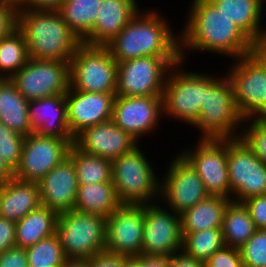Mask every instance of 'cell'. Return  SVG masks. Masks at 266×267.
<instances>
[{
	"label": "cell",
	"instance_id": "cell-40",
	"mask_svg": "<svg viewBox=\"0 0 266 267\" xmlns=\"http://www.w3.org/2000/svg\"><path fill=\"white\" fill-rule=\"evenodd\" d=\"M257 229L266 230V195L254 196L242 201Z\"/></svg>",
	"mask_w": 266,
	"mask_h": 267
},
{
	"label": "cell",
	"instance_id": "cell-25",
	"mask_svg": "<svg viewBox=\"0 0 266 267\" xmlns=\"http://www.w3.org/2000/svg\"><path fill=\"white\" fill-rule=\"evenodd\" d=\"M231 23L239 27L259 48L266 43L262 29V0H210ZM264 30V31H263Z\"/></svg>",
	"mask_w": 266,
	"mask_h": 267
},
{
	"label": "cell",
	"instance_id": "cell-48",
	"mask_svg": "<svg viewBox=\"0 0 266 267\" xmlns=\"http://www.w3.org/2000/svg\"><path fill=\"white\" fill-rule=\"evenodd\" d=\"M13 177V171L7 166L0 155V185Z\"/></svg>",
	"mask_w": 266,
	"mask_h": 267
},
{
	"label": "cell",
	"instance_id": "cell-10",
	"mask_svg": "<svg viewBox=\"0 0 266 267\" xmlns=\"http://www.w3.org/2000/svg\"><path fill=\"white\" fill-rule=\"evenodd\" d=\"M227 161L231 201L266 195V164L242 137L227 139Z\"/></svg>",
	"mask_w": 266,
	"mask_h": 267
},
{
	"label": "cell",
	"instance_id": "cell-52",
	"mask_svg": "<svg viewBox=\"0 0 266 267\" xmlns=\"http://www.w3.org/2000/svg\"><path fill=\"white\" fill-rule=\"evenodd\" d=\"M62 267H86L85 261H67Z\"/></svg>",
	"mask_w": 266,
	"mask_h": 267
},
{
	"label": "cell",
	"instance_id": "cell-18",
	"mask_svg": "<svg viewBox=\"0 0 266 267\" xmlns=\"http://www.w3.org/2000/svg\"><path fill=\"white\" fill-rule=\"evenodd\" d=\"M163 114L162 96H115L112 121L138 141L155 131Z\"/></svg>",
	"mask_w": 266,
	"mask_h": 267
},
{
	"label": "cell",
	"instance_id": "cell-13",
	"mask_svg": "<svg viewBox=\"0 0 266 267\" xmlns=\"http://www.w3.org/2000/svg\"><path fill=\"white\" fill-rule=\"evenodd\" d=\"M74 138H58L32 132L25 136L19 165L13 177L39 182L50 170L68 157Z\"/></svg>",
	"mask_w": 266,
	"mask_h": 267
},
{
	"label": "cell",
	"instance_id": "cell-2",
	"mask_svg": "<svg viewBox=\"0 0 266 267\" xmlns=\"http://www.w3.org/2000/svg\"><path fill=\"white\" fill-rule=\"evenodd\" d=\"M140 12L105 45L114 60L119 63L154 56L165 57L172 65L178 63L181 60L180 37L174 36L169 23L155 9Z\"/></svg>",
	"mask_w": 266,
	"mask_h": 267
},
{
	"label": "cell",
	"instance_id": "cell-49",
	"mask_svg": "<svg viewBox=\"0 0 266 267\" xmlns=\"http://www.w3.org/2000/svg\"><path fill=\"white\" fill-rule=\"evenodd\" d=\"M24 1L25 0H0V3L7 5L15 12H18L24 8Z\"/></svg>",
	"mask_w": 266,
	"mask_h": 267
},
{
	"label": "cell",
	"instance_id": "cell-9",
	"mask_svg": "<svg viewBox=\"0 0 266 267\" xmlns=\"http://www.w3.org/2000/svg\"><path fill=\"white\" fill-rule=\"evenodd\" d=\"M230 70L236 108L244 120L252 118L266 104V51L237 58Z\"/></svg>",
	"mask_w": 266,
	"mask_h": 267
},
{
	"label": "cell",
	"instance_id": "cell-20",
	"mask_svg": "<svg viewBox=\"0 0 266 267\" xmlns=\"http://www.w3.org/2000/svg\"><path fill=\"white\" fill-rule=\"evenodd\" d=\"M137 142L110 120L84 129L74 138L73 144L87 154L113 161L133 150Z\"/></svg>",
	"mask_w": 266,
	"mask_h": 267
},
{
	"label": "cell",
	"instance_id": "cell-28",
	"mask_svg": "<svg viewBox=\"0 0 266 267\" xmlns=\"http://www.w3.org/2000/svg\"><path fill=\"white\" fill-rule=\"evenodd\" d=\"M122 203L113 182L78 186L74 210L108 218Z\"/></svg>",
	"mask_w": 266,
	"mask_h": 267
},
{
	"label": "cell",
	"instance_id": "cell-29",
	"mask_svg": "<svg viewBox=\"0 0 266 267\" xmlns=\"http://www.w3.org/2000/svg\"><path fill=\"white\" fill-rule=\"evenodd\" d=\"M58 214L43 205L16 222V246L27 248L56 233Z\"/></svg>",
	"mask_w": 266,
	"mask_h": 267
},
{
	"label": "cell",
	"instance_id": "cell-8",
	"mask_svg": "<svg viewBox=\"0 0 266 267\" xmlns=\"http://www.w3.org/2000/svg\"><path fill=\"white\" fill-rule=\"evenodd\" d=\"M69 76L76 91L116 93L117 62L106 46L81 43L70 60Z\"/></svg>",
	"mask_w": 266,
	"mask_h": 267
},
{
	"label": "cell",
	"instance_id": "cell-16",
	"mask_svg": "<svg viewBox=\"0 0 266 267\" xmlns=\"http://www.w3.org/2000/svg\"><path fill=\"white\" fill-rule=\"evenodd\" d=\"M163 208L157 202L144 204V255L171 256L181 251L183 236L180 215Z\"/></svg>",
	"mask_w": 266,
	"mask_h": 267
},
{
	"label": "cell",
	"instance_id": "cell-15",
	"mask_svg": "<svg viewBox=\"0 0 266 267\" xmlns=\"http://www.w3.org/2000/svg\"><path fill=\"white\" fill-rule=\"evenodd\" d=\"M173 159L163 179L160 178V197L169 206L167 209L180 215L210 195L198 173L181 154Z\"/></svg>",
	"mask_w": 266,
	"mask_h": 267
},
{
	"label": "cell",
	"instance_id": "cell-41",
	"mask_svg": "<svg viewBox=\"0 0 266 267\" xmlns=\"http://www.w3.org/2000/svg\"><path fill=\"white\" fill-rule=\"evenodd\" d=\"M0 267H29L25 248L15 246L0 253Z\"/></svg>",
	"mask_w": 266,
	"mask_h": 267
},
{
	"label": "cell",
	"instance_id": "cell-4",
	"mask_svg": "<svg viewBox=\"0 0 266 267\" xmlns=\"http://www.w3.org/2000/svg\"><path fill=\"white\" fill-rule=\"evenodd\" d=\"M144 155L138 145L112 161V182L122 204H152L160 197L161 182Z\"/></svg>",
	"mask_w": 266,
	"mask_h": 267
},
{
	"label": "cell",
	"instance_id": "cell-43",
	"mask_svg": "<svg viewBox=\"0 0 266 267\" xmlns=\"http://www.w3.org/2000/svg\"><path fill=\"white\" fill-rule=\"evenodd\" d=\"M85 265L86 267H124V256L103 252L85 260Z\"/></svg>",
	"mask_w": 266,
	"mask_h": 267
},
{
	"label": "cell",
	"instance_id": "cell-31",
	"mask_svg": "<svg viewBox=\"0 0 266 267\" xmlns=\"http://www.w3.org/2000/svg\"><path fill=\"white\" fill-rule=\"evenodd\" d=\"M102 0H64L58 12L70 30L83 41L93 29Z\"/></svg>",
	"mask_w": 266,
	"mask_h": 267
},
{
	"label": "cell",
	"instance_id": "cell-53",
	"mask_svg": "<svg viewBox=\"0 0 266 267\" xmlns=\"http://www.w3.org/2000/svg\"><path fill=\"white\" fill-rule=\"evenodd\" d=\"M263 49L266 51V43H265V45L263 46Z\"/></svg>",
	"mask_w": 266,
	"mask_h": 267
},
{
	"label": "cell",
	"instance_id": "cell-11",
	"mask_svg": "<svg viewBox=\"0 0 266 267\" xmlns=\"http://www.w3.org/2000/svg\"><path fill=\"white\" fill-rule=\"evenodd\" d=\"M172 66L165 57L154 56L117 63L116 96H162Z\"/></svg>",
	"mask_w": 266,
	"mask_h": 267
},
{
	"label": "cell",
	"instance_id": "cell-12",
	"mask_svg": "<svg viewBox=\"0 0 266 267\" xmlns=\"http://www.w3.org/2000/svg\"><path fill=\"white\" fill-rule=\"evenodd\" d=\"M70 62L34 60L28 62L10 80L28 101L65 94L70 87Z\"/></svg>",
	"mask_w": 266,
	"mask_h": 267
},
{
	"label": "cell",
	"instance_id": "cell-26",
	"mask_svg": "<svg viewBox=\"0 0 266 267\" xmlns=\"http://www.w3.org/2000/svg\"><path fill=\"white\" fill-rule=\"evenodd\" d=\"M0 122L23 136L33 132L29 119V101L6 78H0Z\"/></svg>",
	"mask_w": 266,
	"mask_h": 267
},
{
	"label": "cell",
	"instance_id": "cell-17",
	"mask_svg": "<svg viewBox=\"0 0 266 267\" xmlns=\"http://www.w3.org/2000/svg\"><path fill=\"white\" fill-rule=\"evenodd\" d=\"M144 204H121L108 218L105 252L136 257L142 254Z\"/></svg>",
	"mask_w": 266,
	"mask_h": 267
},
{
	"label": "cell",
	"instance_id": "cell-3",
	"mask_svg": "<svg viewBox=\"0 0 266 267\" xmlns=\"http://www.w3.org/2000/svg\"><path fill=\"white\" fill-rule=\"evenodd\" d=\"M16 28L26 40L29 59L70 62L82 43L58 11H18Z\"/></svg>",
	"mask_w": 266,
	"mask_h": 267
},
{
	"label": "cell",
	"instance_id": "cell-19",
	"mask_svg": "<svg viewBox=\"0 0 266 267\" xmlns=\"http://www.w3.org/2000/svg\"><path fill=\"white\" fill-rule=\"evenodd\" d=\"M116 93L79 92L69 87L65 93L67 120L75 138L88 127L112 120Z\"/></svg>",
	"mask_w": 266,
	"mask_h": 267
},
{
	"label": "cell",
	"instance_id": "cell-7",
	"mask_svg": "<svg viewBox=\"0 0 266 267\" xmlns=\"http://www.w3.org/2000/svg\"><path fill=\"white\" fill-rule=\"evenodd\" d=\"M222 77L205 90L204 104H201L199 119L193 126L200 128V138L229 139L242 136L241 129L239 132L237 128L244 125V119L235 105L232 82L227 74Z\"/></svg>",
	"mask_w": 266,
	"mask_h": 267
},
{
	"label": "cell",
	"instance_id": "cell-27",
	"mask_svg": "<svg viewBox=\"0 0 266 267\" xmlns=\"http://www.w3.org/2000/svg\"><path fill=\"white\" fill-rule=\"evenodd\" d=\"M231 199L224 196H209L180 214L181 232L194 233L200 230L222 228L223 215Z\"/></svg>",
	"mask_w": 266,
	"mask_h": 267
},
{
	"label": "cell",
	"instance_id": "cell-39",
	"mask_svg": "<svg viewBox=\"0 0 266 267\" xmlns=\"http://www.w3.org/2000/svg\"><path fill=\"white\" fill-rule=\"evenodd\" d=\"M204 267H244L238 248L224 246L204 263Z\"/></svg>",
	"mask_w": 266,
	"mask_h": 267
},
{
	"label": "cell",
	"instance_id": "cell-23",
	"mask_svg": "<svg viewBox=\"0 0 266 267\" xmlns=\"http://www.w3.org/2000/svg\"><path fill=\"white\" fill-rule=\"evenodd\" d=\"M29 119L33 132L37 134L73 138L67 120L65 94L29 101Z\"/></svg>",
	"mask_w": 266,
	"mask_h": 267
},
{
	"label": "cell",
	"instance_id": "cell-1",
	"mask_svg": "<svg viewBox=\"0 0 266 267\" xmlns=\"http://www.w3.org/2000/svg\"><path fill=\"white\" fill-rule=\"evenodd\" d=\"M180 37V58L185 50L206 51L233 57L249 55L259 47L210 0H192Z\"/></svg>",
	"mask_w": 266,
	"mask_h": 267
},
{
	"label": "cell",
	"instance_id": "cell-6",
	"mask_svg": "<svg viewBox=\"0 0 266 267\" xmlns=\"http://www.w3.org/2000/svg\"><path fill=\"white\" fill-rule=\"evenodd\" d=\"M107 218L70 210L58 214L56 233L68 261L105 252Z\"/></svg>",
	"mask_w": 266,
	"mask_h": 267
},
{
	"label": "cell",
	"instance_id": "cell-24",
	"mask_svg": "<svg viewBox=\"0 0 266 267\" xmlns=\"http://www.w3.org/2000/svg\"><path fill=\"white\" fill-rule=\"evenodd\" d=\"M41 205L37 182L12 177L0 185V217L18 222Z\"/></svg>",
	"mask_w": 266,
	"mask_h": 267
},
{
	"label": "cell",
	"instance_id": "cell-35",
	"mask_svg": "<svg viewBox=\"0 0 266 267\" xmlns=\"http://www.w3.org/2000/svg\"><path fill=\"white\" fill-rule=\"evenodd\" d=\"M29 267H62L68 260L57 233L25 248Z\"/></svg>",
	"mask_w": 266,
	"mask_h": 267
},
{
	"label": "cell",
	"instance_id": "cell-38",
	"mask_svg": "<svg viewBox=\"0 0 266 267\" xmlns=\"http://www.w3.org/2000/svg\"><path fill=\"white\" fill-rule=\"evenodd\" d=\"M252 121H251V120ZM250 124H245V122ZM242 138L254 150L255 154L266 164V123L256 121L253 117L244 120ZM246 128V129H245Z\"/></svg>",
	"mask_w": 266,
	"mask_h": 267
},
{
	"label": "cell",
	"instance_id": "cell-44",
	"mask_svg": "<svg viewBox=\"0 0 266 267\" xmlns=\"http://www.w3.org/2000/svg\"><path fill=\"white\" fill-rule=\"evenodd\" d=\"M16 28V12L0 3V40Z\"/></svg>",
	"mask_w": 266,
	"mask_h": 267
},
{
	"label": "cell",
	"instance_id": "cell-5",
	"mask_svg": "<svg viewBox=\"0 0 266 267\" xmlns=\"http://www.w3.org/2000/svg\"><path fill=\"white\" fill-rule=\"evenodd\" d=\"M183 62L180 60L173 65L166 77L163 113L194 126L200 116L201 104H204L205 90L219 77L183 71Z\"/></svg>",
	"mask_w": 266,
	"mask_h": 267
},
{
	"label": "cell",
	"instance_id": "cell-46",
	"mask_svg": "<svg viewBox=\"0 0 266 267\" xmlns=\"http://www.w3.org/2000/svg\"><path fill=\"white\" fill-rule=\"evenodd\" d=\"M169 267H204V263L180 251L170 256Z\"/></svg>",
	"mask_w": 266,
	"mask_h": 267
},
{
	"label": "cell",
	"instance_id": "cell-30",
	"mask_svg": "<svg viewBox=\"0 0 266 267\" xmlns=\"http://www.w3.org/2000/svg\"><path fill=\"white\" fill-rule=\"evenodd\" d=\"M221 229L225 245L238 249L257 231L248 209L235 201L226 206Z\"/></svg>",
	"mask_w": 266,
	"mask_h": 267
},
{
	"label": "cell",
	"instance_id": "cell-22",
	"mask_svg": "<svg viewBox=\"0 0 266 267\" xmlns=\"http://www.w3.org/2000/svg\"><path fill=\"white\" fill-rule=\"evenodd\" d=\"M136 0H102L96 23L82 41L88 45H107L140 11Z\"/></svg>",
	"mask_w": 266,
	"mask_h": 267
},
{
	"label": "cell",
	"instance_id": "cell-34",
	"mask_svg": "<svg viewBox=\"0 0 266 267\" xmlns=\"http://www.w3.org/2000/svg\"><path fill=\"white\" fill-rule=\"evenodd\" d=\"M181 251L205 263L209 257L225 246L222 229L213 228L194 233H182Z\"/></svg>",
	"mask_w": 266,
	"mask_h": 267
},
{
	"label": "cell",
	"instance_id": "cell-50",
	"mask_svg": "<svg viewBox=\"0 0 266 267\" xmlns=\"http://www.w3.org/2000/svg\"><path fill=\"white\" fill-rule=\"evenodd\" d=\"M124 267H141V255L136 257L124 256Z\"/></svg>",
	"mask_w": 266,
	"mask_h": 267
},
{
	"label": "cell",
	"instance_id": "cell-45",
	"mask_svg": "<svg viewBox=\"0 0 266 267\" xmlns=\"http://www.w3.org/2000/svg\"><path fill=\"white\" fill-rule=\"evenodd\" d=\"M64 0H25L24 8L20 11H58Z\"/></svg>",
	"mask_w": 266,
	"mask_h": 267
},
{
	"label": "cell",
	"instance_id": "cell-47",
	"mask_svg": "<svg viewBox=\"0 0 266 267\" xmlns=\"http://www.w3.org/2000/svg\"><path fill=\"white\" fill-rule=\"evenodd\" d=\"M170 256L141 254V267H169Z\"/></svg>",
	"mask_w": 266,
	"mask_h": 267
},
{
	"label": "cell",
	"instance_id": "cell-21",
	"mask_svg": "<svg viewBox=\"0 0 266 267\" xmlns=\"http://www.w3.org/2000/svg\"><path fill=\"white\" fill-rule=\"evenodd\" d=\"M41 205L57 214L74 210L78 179L73 160L68 156L39 182Z\"/></svg>",
	"mask_w": 266,
	"mask_h": 267
},
{
	"label": "cell",
	"instance_id": "cell-32",
	"mask_svg": "<svg viewBox=\"0 0 266 267\" xmlns=\"http://www.w3.org/2000/svg\"><path fill=\"white\" fill-rule=\"evenodd\" d=\"M68 156L73 160L78 185L112 182V161L87 154L71 145Z\"/></svg>",
	"mask_w": 266,
	"mask_h": 267
},
{
	"label": "cell",
	"instance_id": "cell-37",
	"mask_svg": "<svg viewBox=\"0 0 266 267\" xmlns=\"http://www.w3.org/2000/svg\"><path fill=\"white\" fill-rule=\"evenodd\" d=\"M239 250L244 267H266V230L257 229Z\"/></svg>",
	"mask_w": 266,
	"mask_h": 267
},
{
	"label": "cell",
	"instance_id": "cell-51",
	"mask_svg": "<svg viewBox=\"0 0 266 267\" xmlns=\"http://www.w3.org/2000/svg\"><path fill=\"white\" fill-rule=\"evenodd\" d=\"M256 121L266 123V104L262 109L253 117Z\"/></svg>",
	"mask_w": 266,
	"mask_h": 267
},
{
	"label": "cell",
	"instance_id": "cell-14",
	"mask_svg": "<svg viewBox=\"0 0 266 267\" xmlns=\"http://www.w3.org/2000/svg\"><path fill=\"white\" fill-rule=\"evenodd\" d=\"M180 154L191 164L211 196L231 199L227 139L200 138L195 148Z\"/></svg>",
	"mask_w": 266,
	"mask_h": 267
},
{
	"label": "cell",
	"instance_id": "cell-33",
	"mask_svg": "<svg viewBox=\"0 0 266 267\" xmlns=\"http://www.w3.org/2000/svg\"><path fill=\"white\" fill-rule=\"evenodd\" d=\"M28 60L26 40L15 28L0 40V78L10 79Z\"/></svg>",
	"mask_w": 266,
	"mask_h": 267
},
{
	"label": "cell",
	"instance_id": "cell-36",
	"mask_svg": "<svg viewBox=\"0 0 266 267\" xmlns=\"http://www.w3.org/2000/svg\"><path fill=\"white\" fill-rule=\"evenodd\" d=\"M24 141L25 136L14 132L0 122V155L12 171L20 163Z\"/></svg>",
	"mask_w": 266,
	"mask_h": 267
},
{
	"label": "cell",
	"instance_id": "cell-42",
	"mask_svg": "<svg viewBox=\"0 0 266 267\" xmlns=\"http://www.w3.org/2000/svg\"><path fill=\"white\" fill-rule=\"evenodd\" d=\"M16 222L0 217V253L16 246Z\"/></svg>",
	"mask_w": 266,
	"mask_h": 267
}]
</instances>
